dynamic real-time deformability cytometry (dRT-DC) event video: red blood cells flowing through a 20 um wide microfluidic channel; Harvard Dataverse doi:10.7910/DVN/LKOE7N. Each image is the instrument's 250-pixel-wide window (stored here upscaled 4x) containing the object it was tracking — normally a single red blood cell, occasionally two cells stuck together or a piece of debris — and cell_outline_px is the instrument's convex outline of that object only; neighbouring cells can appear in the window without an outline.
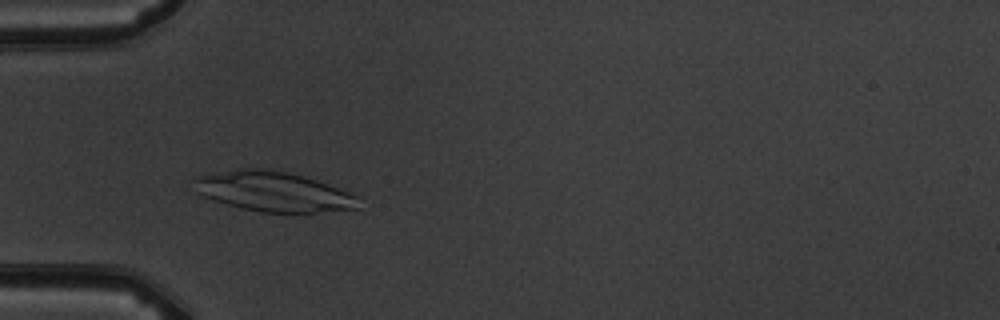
{"species": "common noctule bat (a hibernating species)", "species_latin": "Nyctalus noctula", "temperature_condition": "warm", "stored_images_in_passage": 4, "camera_frame_rate_fps": 3000, "um_per_image_px": 0.085, "animal": {"sex": "male", "body_mass_g": 19.5, "forearm_length_mm": 54.6}, "frame": {"image": 1, "passage_image": 3, "time_ms": 2.333, "image_size_px": [1000, 320], "cell_outline_px": [[360, 208], [316, 212], [260, 212], [240, 208], [200, 196], [196, 192], [192, 180], [192, 176], [212, 172], [236, 168], [264, 168], [304, 176], [316, 180], [360, 196]], "centroid_in_image_um": [23.16, 16.27], "position_along_channel_um": 61.8, "area_um2": 38.73}}
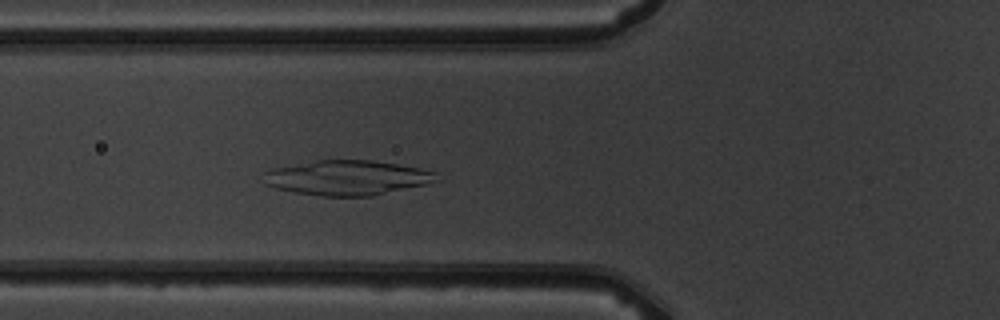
{"frame": {"image": 2, "passage_image": 4, "time_ms": 3.333, "image_size_px": [1000, 320], "cell_outline_px": [[444, 180], [428, 184], [372, 196], [320, 196], [296, 192], [276, 188], [264, 184], [264, 172], [272, 168], [316, 160], [372, 160], [420, 168], [436, 172]], "centroid_in_image_um": [29.57, 15.11], "position_along_channel_um": 96.2, "area_um2": 35.37}}